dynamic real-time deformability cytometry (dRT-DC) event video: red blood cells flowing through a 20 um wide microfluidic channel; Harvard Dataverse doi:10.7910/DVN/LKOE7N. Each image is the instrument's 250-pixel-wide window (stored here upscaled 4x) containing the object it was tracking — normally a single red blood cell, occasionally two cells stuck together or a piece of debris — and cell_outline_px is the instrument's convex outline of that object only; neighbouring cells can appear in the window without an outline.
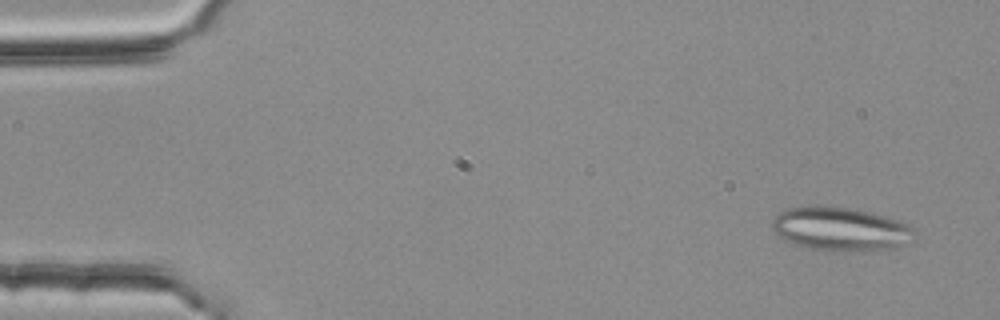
{"species": "common noctule bat (a hibernating species)", "species_latin": "Nyctalus noctula", "temperature_condition": "room temperature", "stored_images_in_passage": 54, "segment_of_instrument_passage": [1, 2], "camera_frame_rate_fps": 3000, "um_per_image_px": 0.085, "animal": {"sex": "female", "body_mass_g": 25.1}, "frame": {"image": 1, "passage_image": 4, "time_ms": 1.0, "image_size_px": [1000, 320], "cell_outline_px": [[916, 232], [904, 244], [892, 248], [840, 252], [812, 248], [788, 240], [780, 236], [772, 228], [772, 220], [780, 212], [788, 208], [812, 204], [848, 208], [868, 212], [884, 216], [908, 224]], "centroid_in_image_um": [71.42, 19.44], "position_along_channel_um": 13.6, "area_um2": 35.6}}